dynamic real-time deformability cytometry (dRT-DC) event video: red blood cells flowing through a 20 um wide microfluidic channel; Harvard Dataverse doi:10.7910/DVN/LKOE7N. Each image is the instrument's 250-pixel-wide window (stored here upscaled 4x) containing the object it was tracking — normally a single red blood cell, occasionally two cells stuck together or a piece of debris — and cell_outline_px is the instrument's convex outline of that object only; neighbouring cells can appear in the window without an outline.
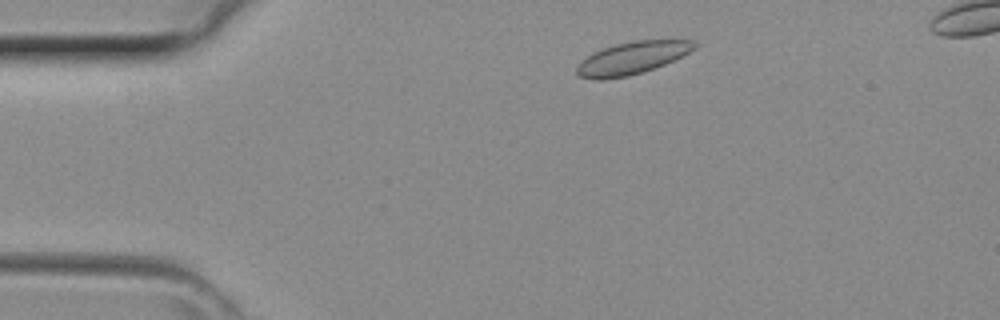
{"species": "common noctule bat (a hibernating species)", "species_latin": "Nyctalus noctula", "temperature_condition": "room temperature", "stored_images_in_passage": 37, "camera_frame_rate_fps": 3000, "um_per_image_px": 0.085, "animal": {"sex": "female", "body_mass_g": 29.2, "forearm_length_mm": 56.3}, "frame": {"image": 1, "passage_image": 3, "time_ms": 0.667, "image_size_px": [1000, 320], "cell_outline_px": [[700, 44], [696, 48], [664, 64], [644, 72], [628, 76], [604, 80], [592, 80], [580, 76], [576, 72], [576, 68], [580, 60], [604, 48], [616, 44], [632, 40], [692, 40]], "centroid_in_image_um": [53.71, 4.94], "position_along_channel_um": 31.3, "area_um2": 22.2}}
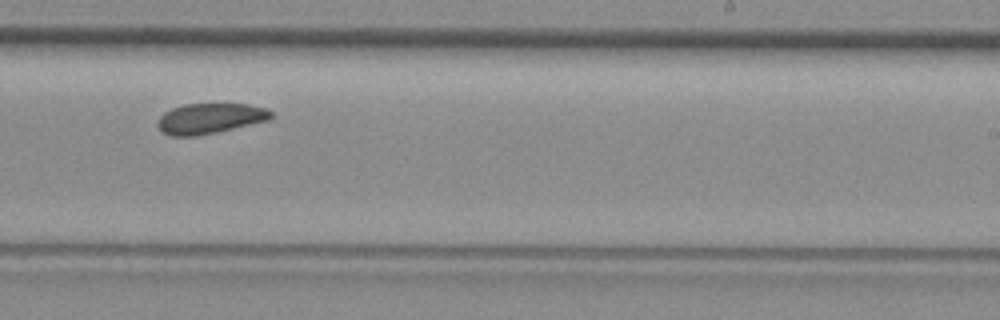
{"frame": {"image": 2, "passage_image": 21, "time_ms": 6.667, "image_size_px": [1000, 320], "cell_outline_px": [[276, 116], [268, 120], [216, 132], [196, 136], [172, 136], [160, 132], [156, 124], [156, 120], [164, 112], [172, 108], [184, 104], [248, 104], [268, 108]], "centroid_in_image_um": [17.83, 10.06], "position_along_channel_um": 271.2, "area_um2": 20.29}}
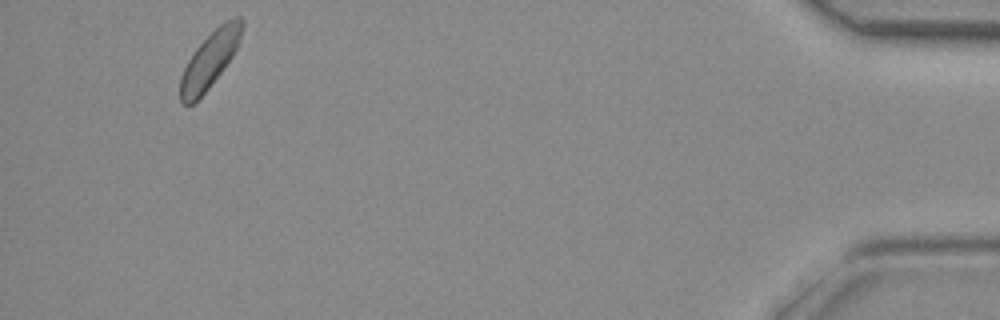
{"frame": {"image": 3, "passage_image": 35, "time_ms": 11.333, "image_size_px": [1000, 320], "cell_outline_px": [[244, 28], [236, 48], [232, 56], [224, 68], [208, 88], [192, 104], [180, 104], [180, 76], [188, 60], [196, 48], [220, 24], [236, 16], [240, 16], [244, 20]], "centroid_in_image_um": [17.84, 5.07], "position_along_channel_um": 417.4, "area_um2": 19.83}}